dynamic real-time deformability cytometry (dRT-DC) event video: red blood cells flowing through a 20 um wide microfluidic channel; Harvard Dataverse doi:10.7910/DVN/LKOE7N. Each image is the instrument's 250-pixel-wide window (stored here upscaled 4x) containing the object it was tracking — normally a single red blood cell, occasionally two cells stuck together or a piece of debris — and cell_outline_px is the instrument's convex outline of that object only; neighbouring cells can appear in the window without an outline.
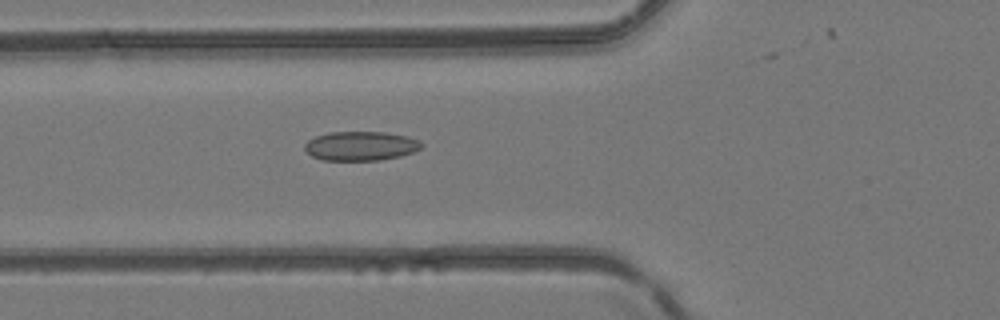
{"species": "common noctule bat (a hibernating species)", "species_latin": "Nyctalus noctula", "temperature_condition": "room temperature", "stored_images_in_passage": 34, "camera_frame_rate_fps": 3000, "um_per_image_px": 0.085, "animal": {"sex": "female", "body_mass_g": 24.6, "forearm_length_mm": 56.2}, "frame": {"image": 1, "passage_image": 5, "time_ms": 1.333, "image_size_px": [1000, 320], "cell_outline_px": [[424, 144], [420, 148], [412, 152], [400, 156], [380, 160], [324, 160], [312, 156], [304, 148], [304, 144], [308, 140], [316, 136], [328, 132], [384, 132], [408, 136], [420, 140]], "centroid_in_image_um": [30.67, 12.4], "position_along_channel_um": 95.1, "area_um2": 19.88}}
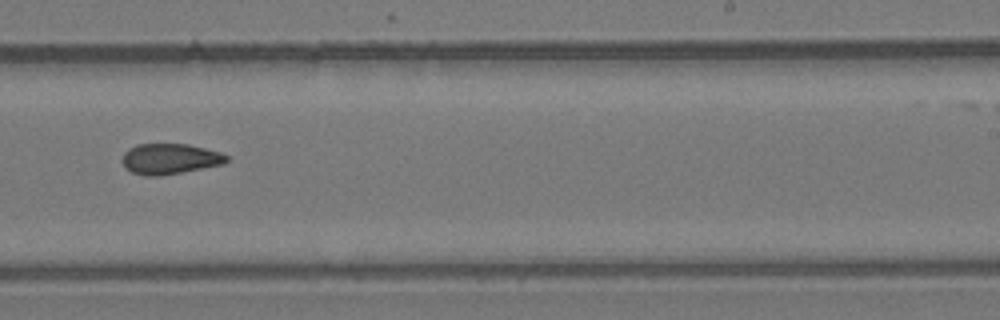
{"frame": {"image": 2, "passage_image": 17, "time_ms": 5.333, "image_size_px": [1000, 320], "cell_outline_px": [[228, 160], [224, 164], [160, 176], [144, 176], [132, 172], [124, 168], [124, 152], [128, 148], [136, 144], [188, 144], [220, 152], [228, 156]], "centroid_in_image_um": [14.43, 13.5], "position_along_channel_um": 274.6, "area_um2": 18.55}}
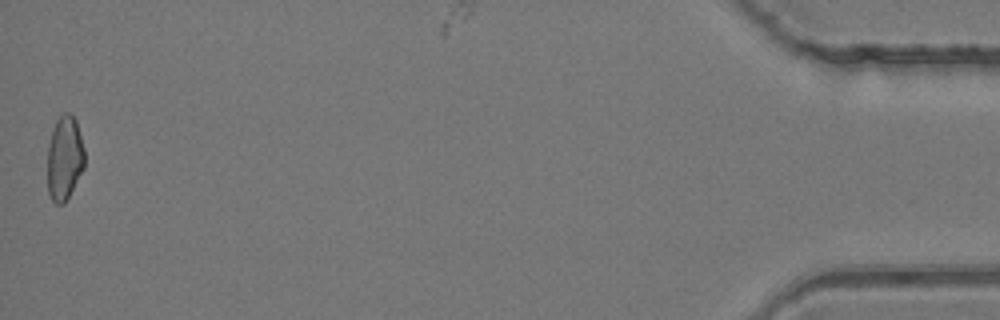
{"frame": {"image": 3, "passage_image": 34, "time_ms": 11.0, "image_size_px": [1000, 320], "cell_outline_px": [[84, 168], [64, 204], [56, 204], [52, 200], [48, 192], [48, 144], [52, 128], [56, 120], [64, 112], [68, 112], [76, 120], [84, 148]], "centroid_in_image_um": [5.48, 13.43], "position_along_channel_um": 429.7, "area_um2": 18.26}}